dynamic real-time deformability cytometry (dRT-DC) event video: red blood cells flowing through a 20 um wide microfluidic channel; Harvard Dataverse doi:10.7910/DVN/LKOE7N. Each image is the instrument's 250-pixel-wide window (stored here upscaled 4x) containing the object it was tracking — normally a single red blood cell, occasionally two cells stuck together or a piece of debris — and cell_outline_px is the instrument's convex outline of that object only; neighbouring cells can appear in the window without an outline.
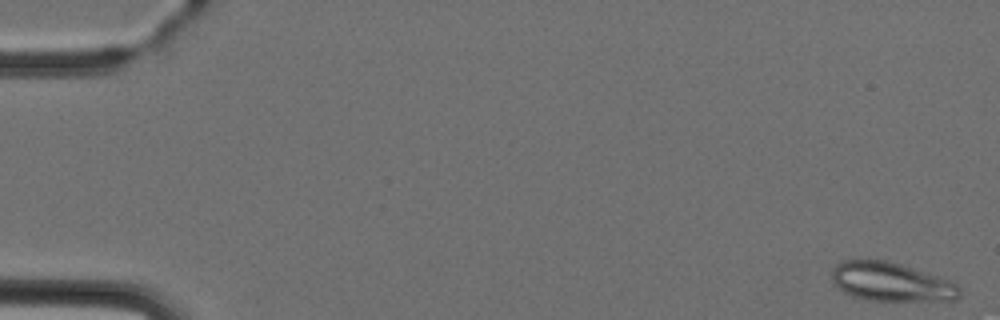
{"species": "Egyptian fruit bat (a non-hibernating species)", "species_latin": "Rousettus aegyptiacus", "temperature_condition": "cold", "stored_images_in_passage": 7, "camera_frame_rate_fps": 3000, "um_per_image_px": 0.085, "animal": {"sex": "female"}, "frame": {"image": 1, "passage_image": 1, "time_ms": 0.0, "image_size_px": [1000, 320], "cell_outline_px": [[960, 296], [956, 300], [872, 300], [856, 296], [844, 292], [832, 280], [832, 268], [840, 260], [884, 260], [900, 264], [940, 276], [956, 284], [960, 288]], "centroid_in_image_um": [75.76, 23.94], "position_along_channel_um": 9.2, "area_um2": 28.55}}